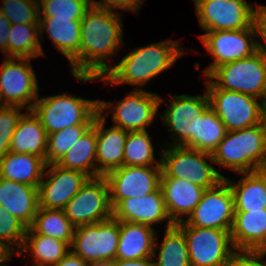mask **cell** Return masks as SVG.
Segmentation results:
<instances>
[{
	"instance_id": "cell-45",
	"label": "cell",
	"mask_w": 266,
	"mask_h": 266,
	"mask_svg": "<svg viewBox=\"0 0 266 266\" xmlns=\"http://www.w3.org/2000/svg\"><path fill=\"white\" fill-rule=\"evenodd\" d=\"M88 263L71 250L54 266H87Z\"/></svg>"
},
{
	"instance_id": "cell-20",
	"label": "cell",
	"mask_w": 266,
	"mask_h": 266,
	"mask_svg": "<svg viewBox=\"0 0 266 266\" xmlns=\"http://www.w3.org/2000/svg\"><path fill=\"white\" fill-rule=\"evenodd\" d=\"M39 32L41 37L47 33L56 50L70 61V74L80 76L81 21L39 18Z\"/></svg>"
},
{
	"instance_id": "cell-10",
	"label": "cell",
	"mask_w": 266,
	"mask_h": 266,
	"mask_svg": "<svg viewBox=\"0 0 266 266\" xmlns=\"http://www.w3.org/2000/svg\"><path fill=\"white\" fill-rule=\"evenodd\" d=\"M63 211L75 228L113 217L106 177L89 178L79 192L65 205Z\"/></svg>"
},
{
	"instance_id": "cell-27",
	"label": "cell",
	"mask_w": 266,
	"mask_h": 266,
	"mask_svg": "<svg viewBox=\"0 0 266 266\" xmlns=\"http://www.w3.org/2000/svg\"><path fill=\"white\" fill-rule=\"evenodd\" d=\"M226 133L225 125L209 106L189 124V140L183 146L212 154Z\"/></svg>"
},
{
	"instance_id": "cell-5",
	"label": "cell",
	"mask_w": 266,
	"mask_h": 266,
	"mask_svg": "<svg viewBox=\"0 0 266 266\" xmlns=\"http://www.w3.org/2000/svg\"><path fill=\"white\" fill-rule=\"evenodd\" d=\"M161 177L186 179L205 189L216 186L225 176L212 165V154L184 146H168L160 151Z\"/></svg>"
},
{
	"instance_id": "cell-15",
	"label": "cell",
	"mask_w": 266,
	"mask_h": 266,
	"mask_svg": "<svg viewBox=\"0 0 266 266\" xmlns=\"http://www.w3.org/2000/svg\"><path fill=\"white\" fill-rule=\"evenodd\" d=\"M205 31L240 30L254 23L255 5L246 0H193Z\"/></svg>"
},
{
	"instance_id": "cell-18",
	"label": "cell",
	"mask_w": 266,
	"mask_h": 266,
	"mask_svg": "<svg viewBox=\"0 0 266 266\" xmlns=\"http://www.w3.org/2000/svg\"><path fill=\"white\" fill-rule=\"evenodd\" d=\"M166 110L161 115L163 124L170 132L173 142L167 146H183L189 140V124L202 115L210 106V99L205 88L203 95H171Z\"/></svg>"
},
{
	"instance_id": "cell-47",
	"label": "cell",
	"mask_w": 266,
	"mask_h": 266,
	"mask_svg": "<svg viewBox=\"0 0 266 266\" xmlns=\"http://www.w3.org/2000/svg\"><path fill=\"white\" fill-rule=\"evenodd\" d=\"M87 266H113V262L112 261L89 262Z\"/></svg>"
},
{
	"instance_id": "cell-41",
	"label": "cell",
	"mask_w": 266,
	"mask_h": 266,
	"mask_svg": "<svg viewBox=\"0 0 266 266\" xmlns=\"http://www.w3.org/2000/svg\"><path fill=\"white\" fill-rule=\"evenodd\" d=\"M261 251L236 250L225 266H266Z\"/></svg>"
},
{
	"instance_id": "cell-51",
	"label": "cell",
	"mask_w": 266,
	"mask_h": 266,
	"mask_svg": "<svg viewBox=\"0 0 266 266\" xmlns=\"http://www.w3.org/2000/svg\"><path fill=\"white\" fill-rule=\"evenodd\" d=\"M4 106V104L2 103L1 101V98H0V109Z\"/></svg>"
},
{
	"instance_id": "cell-31",
	"label": "cell",
	"mask_w": 266,
	"mask_h": 266,
	"mask_svg": "<svg viewBox=\"0 0 266 266\" xmlns=\"http://www.w3.org/2000/svg\"><path fill=\"white\" fill-rule=\"evenodd\" d=\"M70 245L64 241L41 234H26L23 246L17 255L31 253L32 266H54L69 251ZM35 262V263H34Z\"/></svg>"
},
{
	"instance_id": "cell-12",
	"label": "cell",
	"mask_w": 266,
	"mask_h": 266,
	"mask_svg": "<svg viewBox=\"0 0 266 266\" xmlns=\"http://www.w3.org/2000/svg\"><path fill=\"white\" fill-rule=\"evenodd\" d=\"M120 238L119 220L111 217L95 224L82 225L74 230L71 251L87 263L114 261Z\"/></svg>"
},
{
	"instance_id": "cell-16",
	"label": "cell",
	"mask_w": 266,
	"mask_h": 266,
	"mask_svg": "<svg viewBox=\"0 0 266 266\" xmlns=\"http://www.w3.org/2000/svg\"><path fill=\"white\" fill-rule=\"evenodd\" d=\"M161 166H122L105 177L114 209L123 199L141 198L160 188Z\"/></svg>"
},
{
	"instance_id": "cell-8",
	"label": "cell",
	"mask_w": 266,
	"mask_h": 266,
	"mask_svg": "<svg viewBox=\"0 0 266 266\" xmlns=\"http://www.w3.org/2000/svg\"><path fill=\"white\" fill-rule=\"evenodd\" d=\"M176 226L186 238L191 266H225L236 251L227 230Z\"/></svg>"
},
{
	"instance_id": "cell-46",
	"label": "cell",
	"mask_w": 266,
	"mask_h": 266,
	"mask_svg": "<svg viewBox=\"0 0 266 266\" xmlns=\"http://www.w3.org/2000/svg\"><path fill=\"white\" fill-rule=\"evenodd\" d=\"M113 266H153V258H140L134 260H114Z\"/></svg>"
},
{
	"instance_id": "cell-50",
	"label": "cell",
	"mask_w": 266,
	"mask_h": 266,
	"mask_svg": "<svg viewBox=\"0 0 266 266\" xmlns=\"http://www.w3.org/2000/svg\"><path fill=\"white\" fill-rule=\"evenodd\" d=\"M261 252H262L263 255L266 257V246L261 250Z\"/></svg>"
},
{
	"instance_id": "cell-14",
	"label": "cell",
	"mask_w": 266,
	"mask_h": 266,
	"mask_svg": "<svg viewBox=\"0 0 266 266\" xmlns=\"http://www.w3.org/2000/svg\"><path fill=\"white\" fill-rule=\"evenodd\" d=\"M198 36L214 59L203 71L204 77L222 64L247 58L258 51L254 24L245 29L209 31Z\"/></svg>"
},
{
	"instance_id": "cell-1",
	"label": "cell",
	"mask_w": 266,
	"mask_h": 266,
	"mask_svg": "<svg viewBox=\"0 0 266 266\" xmlns=\"http://www.w3.org/2000/svg\"><path fill=\"white\" fill-rule=\"evenodd\" d=\"M122 14L94 4L81 19L80 76H104L123 46Z\"/></svg>"
},
{
	"instance_id": "cell-22",
	"label": "cell",
	"mask_w": 266,
	"mask_h": 266,
	"mask_svg": "<svg viewBox=\"0 0 266 266\" xmlns=\"http://www.w3.org/2000/svg\"><path fill=\"white\" fill-rule=\"evenodd\" d=\"M160 188L163 193L166 210L171 221L176 224L189 217L200 202L205 188L186 179L161 177Z\"/></svg>"
},
{
	"instance_id": "cell-43",
	"label": "cell",
	"mask_w": 266,
	"mask_h": 266,
	"mask_svg": "<svg viewBox=\"0 0 266 266\" xmlns=\"http://www.w3.org/2000/svg\"><path fill=\"white\" fill-rule=\"evenodd\" d=\"M144 0H93V4L102 8L115 11L117 9L128 10L137 13Z\"/></svg>"
},
{
	"instance_id": "cell-48",
	"label": "cell",
	"mask_w": 266,
	"mask_h": 266,
	"mask_svg": "<svg viewBox=\"0 0 266 266\" xmlns=\"http://www.w3.org/2000/svg\"><path fill=\"white\" fill-rule=\"evenodd\" d=\"M11 259H12L11 254L1 253L0 254V266H7V264L4 265L3 263L8 262L9 260L11 261Z\"/></svg>"
},
{
	"instance_id": "cell-37",
	"label": "cell",
	"mask_w": 266,
	"mask_h": 266,
	"mask_svg": "<svg viewBox=\"0 0 266 266\" xmlns=\"http://www.w3.org/2000/svg\"><path fill=\"white\" fill-rule=\"evenodd\" d=\"M27 227L0 205V253L20 252ZM15 246V248H13Z\"/></svg>"
},
{
	"instance_id": "cell-19",
	"label": "cell",
	"mask_w": 266,
	"mask_h": 266,
	"mask_svg": "<svg viewBox=\"0 0 266 266\" xmlns=\"http://www.w3.org/2000/svg\"><path fill=\"white\" fill-rule=\"evenodd\" d=\"M113 217L119 221L133 222L153 226L166 222V229L175 224L168 216L161 188L141 198L123 199L114 209Z\"/></svg>"
},
{
	"instance_id": "cell-6",
	"label": "cell",
	"mask_w": 266,
	"mask_h": 266,
	"mask_svg": "<svg viewBox=\"0 0 266 266\" xmlns=\"http://www.w3.org/2000/svg\"><path fill=\"white\" fill-rule=\"evenodd\" d=\"M208 78L218 89L240 92L263 100L266 93V56H252L216 67Z\"/></svg>"
},
{
	"instance_id": "cell-30",
	"label": "cell",
	"mask_w": 266,
	"mask_h": 266,
	"mask_svg": "<svg viewBox=\"0 0 266 266\" xmlns=\"http://www.w3.org/2000/svg\"><path fill=\"white\" fill-rule=\"evenodd\" d=\"M96 149V128L92 125L56 164L62 168L81 171L90 178L97 177Z\"/></svg>"
},
{
	"instance_id": "cell-25",
	"label": "cell",
	"mask_w": 266,
	"mask_h": 266,
	"mask_svg": "<svg viewBox=\"0 0 266 266\" xmlns=\"http://www.w3.org/2000/svg\"><path fill=\"white\" fill-rule=\"evenodd\" d=\"M120 238L116 260L153 258L155 229L149 225L119 221Z\"/></svg>"
},
{
	"instance_id": "cell-34",
	"label": "cell",
	"mask_w": 266,
	"mask_h": 266,
	"mask_svg": "<svg viewBox=\"0 0 266 266\" xmlns=\"http://www.w3.org/2000/svg\"><path fill=\"white\" fill-rule=\"evenodd\" d=\"M9 34L8 57L34 59L45 56L39 39V24H13Z\"/></svg>"
},
{
	"instance_id": "cell-23",
	"label": "cell",
	"mask_w": 266,
	"mask_h": 266,
	"mask_svg": "<svg viewBox=\"0 0 266 266\" xmlns=\"http://www.w3.org/2000/svg\"><path fill=\"white\" fill-rule=\"evenodd\" d=\"M0 205L29 228L39 208L38 187L0 177Z\"/></svg>"
},
{
	"instance_id": "cell-3",
	"label": "cell",
	"mask_w": 266,
	"mask_h": 266,
	"mask_svg": "<svg viewBox=\"0 0 266 266\" xmlns=\"http://www.w3.org/2000/svg\"><path fill=\"white\" fill-rule=\"evenodd\" d=\"M212 157L214 164L239 174L263 170L266 165V122L227 131Z\"/></svg>"
},
{
	"instance_id": "cell-42",
	"label": "cell",
	"mask_w": 266,
	"mask_h": 266,
	"mask_svg": "<svg viewBox=\"0 0 266 266\" xmlns=\"http://www.w3.org/2000/svg\"><path fill=\"white\" fill-rule=\"evenodd\" d=\"M254 27L256 30V37H262L264 40L259 42L257 39V50L266 56V6L257 4L254 12Z\"/></svg>"
},
{
	"instance_id": "cell-26",
	"label": "cell",
	"mask_w": 266,
	"mask_h": 266,
	"mask_svg": "<svg viewBox=\"0 0 266 266\" xmlns=\"http://www.w3.org/2000/svg\"><path fill=\"white\" fill-rule=\"evenodd\" d=\"M29 112V113H28ZM48 135L38 116L27 110L20 117L10 143V151L31 154L46 162Z\"/></svg>"
},
{
	"instance_id": "cell-44",
	"label": "cell",
	"mask_w": 266,
	"mask_h": 266,
	"mask_svg": "<svg viewBox=\"0 0 266 266\" xmlns=\"http://www.w3.org/2000/svg\"><path fill=\"white\" fill-rule=\"evenodd\" d=\"M10 21L0 12V50L8 57V40Z\"/></svg>"
},
{
	"instance_id": "cell-38",
	"label": "cell",
	"mask_w": 266,
	"mask_h": 266,
	"mask_svg": "<svg viewBox=\"0 0 266 266\" xmlns=\"http://www.w3.org/2000/svg\"><path fill=\"white\" fill-rule=\"evenodd\" d=\"M92 125H76L48 134L46 164L57 163Z\"/></svg>"
},
{
	"instance_id": "cell-36",
	"label": "cell",
	"mask_w": 266,
	"mask_h": 266,
	"mask_svg": "<svg viewBox=\"0 0 266 266\" xmlns=\"http://www.w3.org/2000/svg\"><path fill=\"white\" fill-rule=\"evenodd\" d=\"M38 1H39V18H62V19H69L72 21H81L86 11L93 4V0H38Z\"/></svg>"
},
{
	"instance_id": "cell-7",
	"label": "cell",
	"mask_w": 266,
	"mask_h": 266,
	"mask_svg": "<svg viewBox=\"0 0 266 266\" xmlns=\"http://www.w3.org/2000/svg\"><path fill=\"white\" fill-rule=\"evenodd\" d=\"M210 107L227 131L249 128L264 122L262 100L230 90L218 89L209 79L205 82Z\"/></svg>"
},
{
	"instance_id": "cell-11",
	"label": "cell",
	"mask_w": 266,
	"mask_h": 266,
	"mask_svg": "<svg viewBox=\"0 0 266 266\" xmlns=\"http://www.w3.org/2000/svg\"><path fill=\"white\" fill-rule=\"evenodd\" d=\"M31 60L5 57L0 66V98L4 105L32 110L39 88Z\"/></svg>"
},
{
	"instance_id": "cell-35",
	"label": "cell",
	"mask_w": 266,
	"mask_h": 266,
	"mask_svg": "<svg viewBox=\"0 0 266 266\" xmlns=\"http://www.w3.org/2000/svg\"><path fill=\"white\" fill-rule=\"evenodd\" d=\"M152 138L146 130L128 132L124 147V166H161L155 158Z\"/></svg>"
},
{
	"instance_id": "cell-21",
	"label": "cell",
	"mask_w": 266,
	"mask_h": 266,
	"mask_svg": "<svg viewBox=\"0 0 266 266\" xmlns=\"http://www.w3.org/2000/svg\"><path fill=\"white\" fill-rule=\"evenodd\" d=\"M107 116V113H98L93 123L97 137V177L106 176L124 165V147L128 131L115 126L105 129Z\"/></svg>"
},
{
	"instance_id": "cell-17",
	"label": "cell",
	"mask_w": 266,
	"mask_h": 266,
	"mask_svg": "<svg viewBox=\"0 0 266 266\" xmlns=\"http://www.w3.org/2000/svg\"><path fill=\"white\" fill-rule=\"evenodd\" d=\"M38 187L39 207L63 210L90 178L81 171L66 169L56 163L46 165ZM44 177L47 180H44Z\"/></svg>"
},
{
	"instance_id": "cell-33",
	"label": "cell",
	"mask_w": 266,
	"mask_h": 266,
	"mask_svg": "<svg viewBox=\"0 0 266 266\" xmlns=\"http://www.w3.org/2000/svg\"><path fill=\"white\" fill-rule=\"evenodd\" d=\"M75 227L66 217L63 210L39 207L32 225L26 234H41L59 239L71 246Z\"/></svg>"
},
{
	"instance_id": "cell-28",
	"label": "cell",
	"mask_w": 266,
	"mask_h": 266,
	"mask_svg": "<svg viewBox=\"0 0 266 266\" xmlns=\"http://www.w3.org/2000/svg\"><path fill=\"white\" fill-rule=\"evenodd\" d=\"M238 182L225 178L232 190L235 211H250L266 209V172L242 173Z\"/></svg>"
},
{
	"instance_id": "cell-13",
	"label": "cell",
	"mask_w": 266,
	"mask_h": 266,
	"mask_svg": "<svg viewBox=\"0 0 266 266\" xmlns=\"http://www.w3.org/2000/svg\"><path fill=\"white\" fill-rule=\"evenodd\" d=\"M234 215L233 193L228 181L224 178L216 186L205 189L200 202L189 217L175 225L215 228L231 233Z\"/></svg>"
},
{
	"instance_id": "cell-4",
	"label": "cell",
	"mask_w": 266,
	"mask_h": 266,
	"mask_svg": "<svg viewBox=\"0 0 266 266\" xmlns=\"http://www.w3.org/2000/svg\"><path fill=\"white\" fill-rule=\"evenodd\" d=\"M99 99L90 100L71 94L38 96L32 111L38 116L47 135L76 125H93L99 113Z\"/></svg>"
},
{
	"instance_id": "cell-39",
	"label": "cell",
	"mask_w": 266,
	"mask_h": 266,
	"mask_svg": "<svg viewBox=\"0 0 266 266\" xmlns=\"http://www.w3.org/2000/svg\"><path fill=\"white\" fill-rule=\"evenodd\" d=\"M0 12L13 24H39L38 0H2Z\"/></svg>"
},
{
	"instance_id": "cell-9",
	"label": "cell",
	"mask_w": 266,
	"mask_h": 266,
	"mask_svg": "<svg viewBox=\"0 0 266 266\" xmlns=\"http://www.w3.org/2000/svg\"><path fill=\"white\" fill-rule=\"evenodd\" d=\"M164 99L157 93L137 89L129 92L125 98L118 101L116 105L111 102L99 99V113L112 114V121L115 127L125 131H143L150 126L161 103ZM114 105V106H113ZM112 108V111L110 110Z\"/></svg>"
},
{
	"instance_id": "cell-2",
	"label": "cell",
	"mask_w": 266,
	"mask_h": 266,
	"mask_svg": "<svg viewBox=\"0 0 266 266\" xmlns=\"http://www.w3.org/2000/svg\"><path fill=\"white\" fill-rule=\"evenodd\" d=\"M185 53L186 50L180 47L179 41L168 39L131 50L104 76L74 77L84 83L101 80L106 83L105 85L130 84L134 85V89L137 90L139 89L137 86H145L153 77L171 67L176 59Z\"/></svg>"
},
{
	"instance_id": "cell-29",
	"label": "cell",
	"mask_w": 266,
	"mask_h": 266,
	"mask_svg": "<svg viewBox=\"0 0 266 266\" xmlns=\"http://www.w3.org/2000/svg\"><path fill=\"white\" fill-rule=\"evenodd\" d=\"M46 165L43 158L9 151L0 160V177L39 187Z\"/></svg>"
},
{
	"instance_id": "cell-32",
	"label": "cell",
	"mask_w": 266,
	"mask_h": 266,
	"mask_svg": "<svg viewBox=\"0 0 266 266\" xmlns=\"http://www.w3.org/2000/svg\"><path fill=\"white\" fill-rule=\"evenodd\" d=\"M156 240H158L157 236L152 256L153 266H191L186 238L176 225L168 229L165 228L161 243ZM155 247H160L158 253H156ZM154 257L158 260L156 261Z\"/></svg>"
},
{
	"instance_id": "cell-40",
	"label": "cell",
	"mask_w": 266,
	"mask_h": 266,
	"mask_svg": "<svg viewBox=\"0 0 266 266\" xmlns=\"http://www.w3.org/2000/svg\"><path fill=\"white\" fill-rule=\"evenodd\" d=\"M22 107L4 105L0 109V160L10 151L12 136L22 116Z\"/></svg>"
},
{
	"instance_id": "cell-24",
	"label": "cell",
	"mask_w": 266,
	"mask_h": 266,
	"mask_svg": "<svg viewBox=\"0 0 266 266\" xmlns=\"http://www.w3.org/2000/svg\"><path fill=\"white\" fill-rule=\"evenodd\" d=\"M231 239L236 250L261 251L266 246V209L235 211Z\"/></svg>"
},
{
	"instance_id": "cell-49",
	"label": "cell",
	"mask_w": 266,
	"mask_h": 266,
	"mask_svg": "<svg viewBox=\"0 0 266 266\" xmlns=\"http://www.w3.org/2000/svg\"><path fill=\"white\" fill-rule=\"evenodd\" d=\"M262 106H263V118H264V121L266 122V93L262 100Z\"/></svg>"
}]
</instances>
